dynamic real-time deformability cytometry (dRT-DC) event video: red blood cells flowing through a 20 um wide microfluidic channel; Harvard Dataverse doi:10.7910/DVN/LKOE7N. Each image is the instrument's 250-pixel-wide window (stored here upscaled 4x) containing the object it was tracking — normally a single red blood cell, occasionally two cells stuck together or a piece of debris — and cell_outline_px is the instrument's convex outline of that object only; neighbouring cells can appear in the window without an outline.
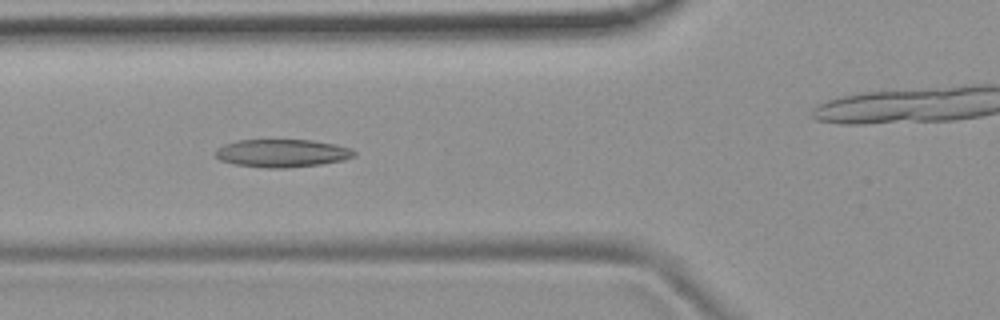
{"species": "common noctule bat (a hibernating species)", "species_latin": "Nyctalus noctula", "temperature_condition": "room temperature", "stored_images_in_passage": 44, "camera_frame_rate_fps": 3000, "um_per_image_px": 0.085, "animal": {"sex": "female", "body_mass_g": 19.9}, "frame": {"image": 1, "passage_image": 14, "time_ms": 4.333, "image_size_px": [1000, 320], "cell_outline_px": [[356, 156], [344, 160], [320, 164], [284, 168], [264, 168], [232, 164], [220, 160], [212, 152], [216, 148], [224, 144], [236, 140], [312, 140], [336, 144], [352, 148], [356, 152]], "centroid_in_image_um": [23.96, 13.02], "position_along_channel_um": 101.8, "area_um2": 22.89}}
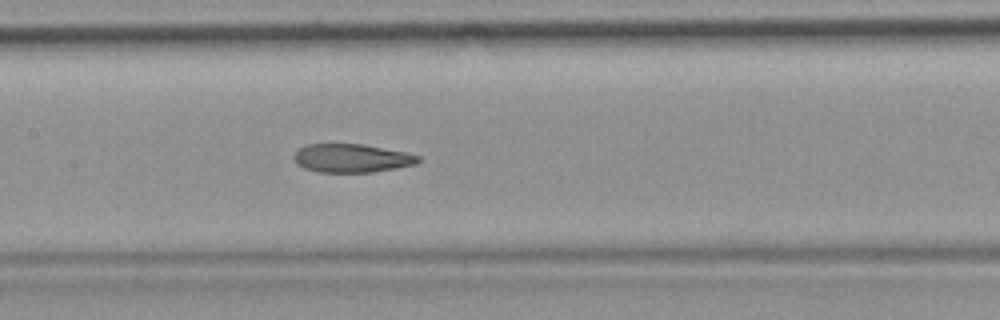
{"frame": {"image": 2, "passage_image": 20, "time_ms": 6.333, "image_size_px": [1000, 320], "cell_outline_px": [[420, 160], [416, 164], [372, 172], [320, 172], [304, 168], [296, 164], [292, 156], [304, 144], [360, 144], [404, 152], [420, 156]], "centroid_in_image_um": [29.84, 13.44], "position_along_channel_um": 177.6, "area_um2": 20.46}}
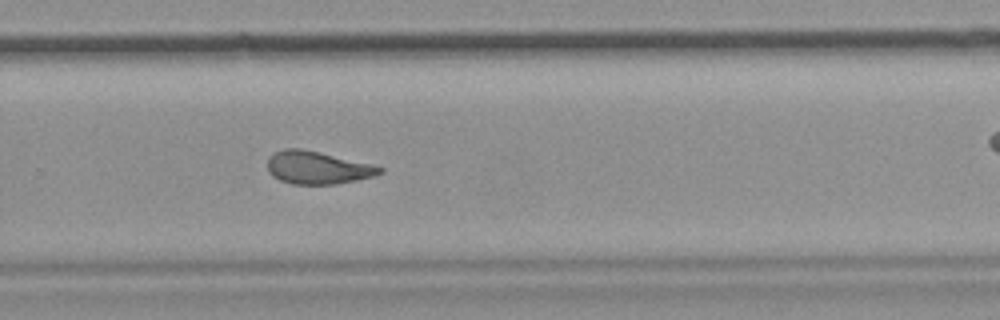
{"frame": {"image": 3, "passage_image": 30, "time_ms": 9.667, "image_size_px": [1000, 320], "cell_outline_px": [[384, 172], [376, 176], [336, 184], [292, 184], [280, 180], [272, 176], [268, 172], [268, 156], [272, 152], [284, 148], [300, 148], [320, 152], [384, 168]], "centroid_in_image_um": [26.94, 14.25], "position_along_channel_um": 302.9, "area_um2": 21.44}, "authors_computed_cell_mechanics": {"area_um2": 22.2241, "velocity_mm_per_s": 3.7817, "shape_relaxation_time_tau1_ms": 8.6126, "shape_relaxation_time_tau2_ms": 3.0866, "deformation_change_tau1": 0.2085, "deformation_change_tau2": 0.1014}}